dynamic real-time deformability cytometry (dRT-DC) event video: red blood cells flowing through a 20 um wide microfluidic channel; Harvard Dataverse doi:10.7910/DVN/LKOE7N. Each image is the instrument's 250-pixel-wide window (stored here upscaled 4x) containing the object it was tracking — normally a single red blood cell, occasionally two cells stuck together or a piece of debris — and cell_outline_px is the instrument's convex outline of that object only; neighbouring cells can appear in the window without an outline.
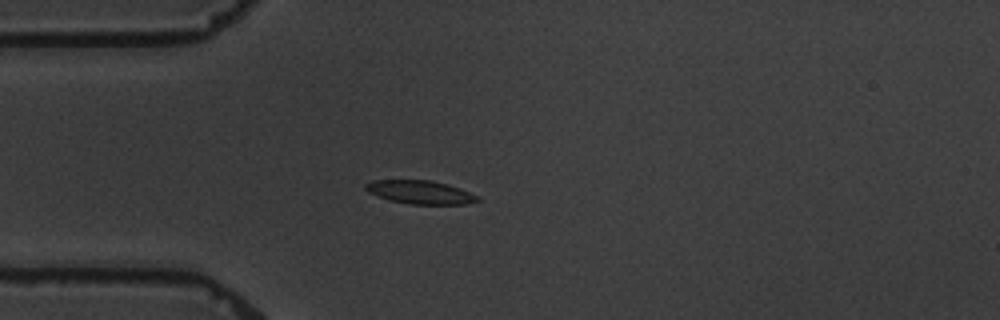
{"species": "common noctule bat (a hibernating species)", "species_latin": "Nyctalus noctula", "temperature_condition": "warm", "stored_images_in_passage": 8, "camera_frame_rate_fps": 3000, "um_per_image_px": 0.085, "animal": {"sex": "male", "body_mass_g": 19.5, "forearm_length_mm": 54.6}, "frame": {"image": 1, "passage_image": 5, "time_ms": 4.667, "image_size_px": [1000, 320], "cell_outline_px": [[480, 200], [464, 204], [408, 204], [388, 200], [368, 192], [364, 188], [364, 184], [372, 180], [432, 180], [448, 184], [460, 188], [476, 196]], "centroid_in_image_um": [35.66, 16.33], "position_along_channel_um": 49.3, "area_um2": 15.26}}
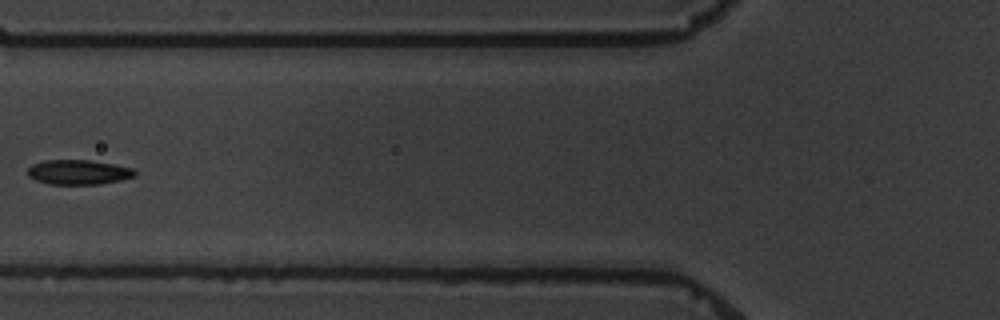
{"frame": {"image": 2, "passage_image": 7, "time_ms": 7.0, "image_size_px": [1000, 320], "cell_outline_px": [[136, 176], [120, 180], [100, 184], [48, 184], [36, 180], [28, 176], [28, 168], [32, 164], [44, 160], [92, 160], [136, 168]], "centroid_in_image_um": [6.7, 14.63], "position_along_channel_um": 119.1, "area_um2": 15.61}}
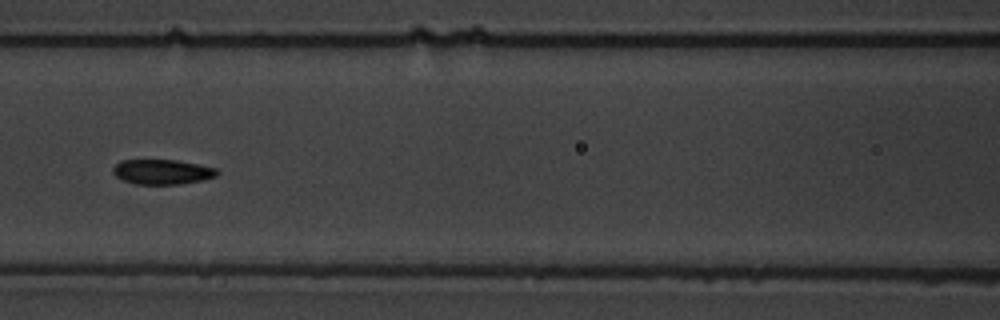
{"frame": {"image": 3, "passage_image": 8, "time_ms": 8.0, "image_size_px": [1000, 320], "cell_outline_px": [[220, 172], [216, 176], [204, 180], [180, 184], [136, 184], [124, 180], [116, 176], [112, 172], [112, 168], [120, 160], [176, 160], [216, 168]], "centroid_in_image_um": [13.79, 14.61], "position_along_channel_um": 152.8, "area_um2": 15.09}}